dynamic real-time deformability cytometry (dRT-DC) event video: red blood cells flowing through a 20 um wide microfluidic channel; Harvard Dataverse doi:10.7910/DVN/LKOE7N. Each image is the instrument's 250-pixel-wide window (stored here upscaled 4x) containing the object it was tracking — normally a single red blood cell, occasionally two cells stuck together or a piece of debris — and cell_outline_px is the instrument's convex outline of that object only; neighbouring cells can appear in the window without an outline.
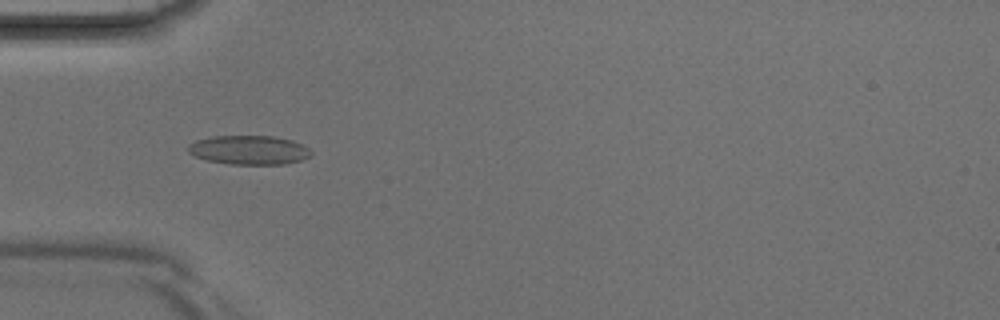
{"species": "Egyptian fruit bat (a non-hibernating species)", "species_latin": "Rousettus aegyptiacus", "temperature_condition": "room temperature", "stored_images_in_passage": 3, "camera_frame_rate_fps": 3000, "um_per_image_px": 0.085, "animal": {"sex": "male"}, "frame": {"image": 1, "passage_image": 3, "time_ms": 0.667, "image_size_px": [1000, 320], "cell_outline_px": [[312, 152], [308, 156], [300, 160], [284, 164], [228, 164], [208, 160], [196, 156], [188, 152], [188, 144], [196, 140], [212, 136], [272, 136], [292, 140], [308, 148]], "centroid_in_image_um": [21.14, 12.74], "position_along_channel_um": 63.9, "area_um2": 20.63}}